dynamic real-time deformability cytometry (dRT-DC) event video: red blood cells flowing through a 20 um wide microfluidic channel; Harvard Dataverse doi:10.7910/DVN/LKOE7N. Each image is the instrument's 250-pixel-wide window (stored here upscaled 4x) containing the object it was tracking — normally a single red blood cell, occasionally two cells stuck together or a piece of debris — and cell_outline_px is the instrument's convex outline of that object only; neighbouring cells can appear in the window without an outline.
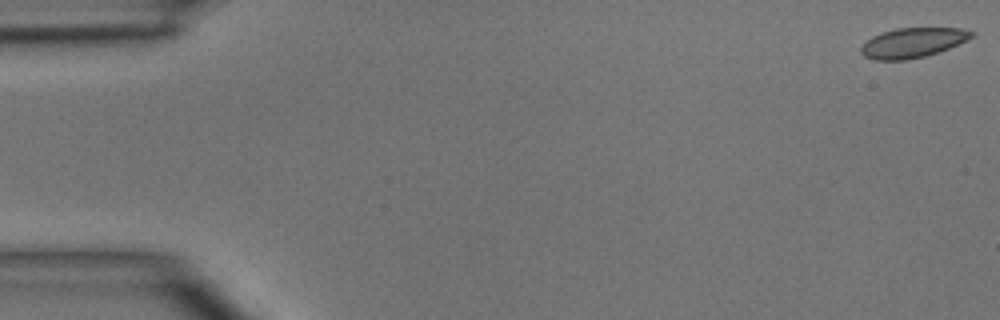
{"species": "common noctule bat (a hibernating species)", "species_latin": "Nyctalus noctula", "temperature_condition": "room temperature", "stored_images_in_passage": 4, "camera_frame_rate_fps": 3000, "um_per_image_px": 0.085, "animal": {"sex": "male", "body_mass_g": 15.6}, "frame": {"image": 1, "passage_image": 1, "time_ms": 0.0, "image_size_px": [1000, 320], "cell_outline_px": [[972, 36], [968, 40], [948, 48], [924, 56], [904, 60], [872, 60], [864, 56], [860, 52], [860, 48], [872, 36], [880, 32], [896, 28], [960, 28], [972, 32]], "centroid_in_image_um": [77.52, 3.63], "position_along_channel_um": 7.5, "area_um2": 19.02}}
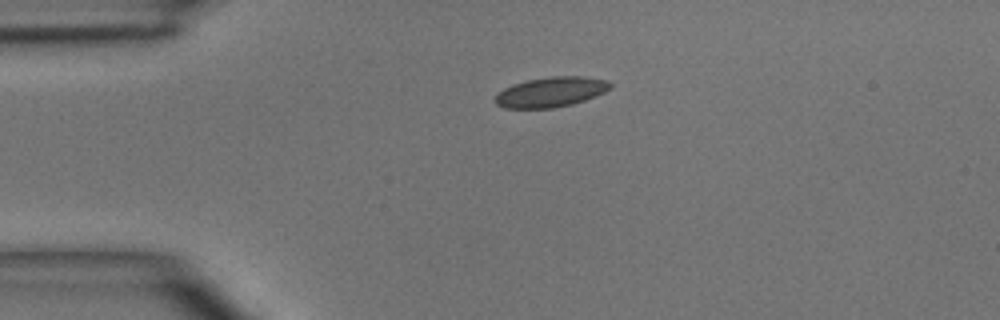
{"frame": {"image": 2, "passage_image": 4, "time_ms": 3.333, "image_size_px": [1000, 320], "cell_outline_px": [[612, 88], [596, 96], [572, 104], [552, 108], [504, 108], [496, 104], [492, 100], [504, 88], [512, 84], [528, 80], [552, 76], [580, 76], [608, 80], [612, 84]], "centroid_in_image_um": [46.83, 7.82], "position_along_channel_um": 38.2, "area_um2": 20.17}}